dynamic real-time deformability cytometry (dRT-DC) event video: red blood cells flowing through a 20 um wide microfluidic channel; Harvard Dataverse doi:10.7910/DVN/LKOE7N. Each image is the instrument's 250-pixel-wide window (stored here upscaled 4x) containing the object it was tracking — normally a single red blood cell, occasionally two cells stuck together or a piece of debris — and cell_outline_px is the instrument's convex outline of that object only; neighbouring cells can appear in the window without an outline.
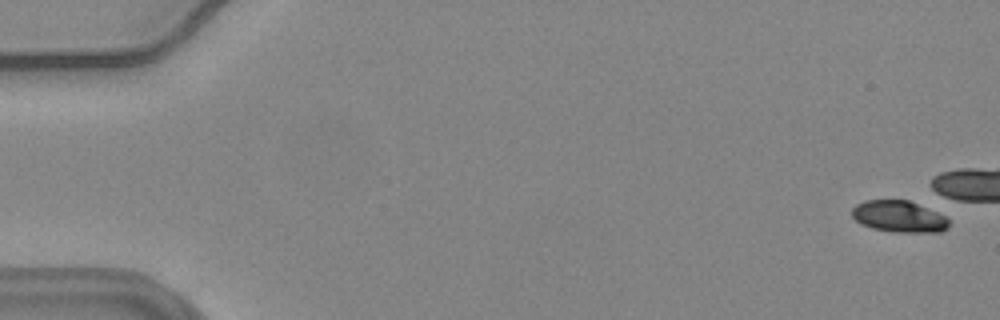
{"species": "common noctule bat (a hibernating species)", "species_latin": "Nyctalus noctula", "temperature_condition": "warm", "stored_images_in_passage": 6, "camera_frame_rate_fps": 3000, "um_per_image_px": 0.085, "animal": {"sex": "female", "body_mass_g": 24.6, "forearm_length_mm": 56.2}, "frame": {"image": 1, "passage_image": 2, "time_ms": 0.333, "image_size_px": [1000, 320], "cell_outline_px": [[948, 228], [940, 232], [896, 232], [872, 228], [860, 224], [852, 216], [852, 208], [856, 204], [864, 200], [908, 200], [936, 212], [944, 216], [948, 220]], "centroid_in_image_um": [76.38, 18.4], "position_along_channel_um": 8.6, "area_um2": 17.69}}